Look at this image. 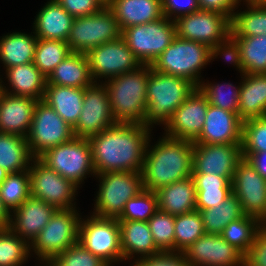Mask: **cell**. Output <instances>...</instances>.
<instances>
[{
    "mask_svg": "<svg viewBox=\"0 0 266 266\" xmlns=\"http://www.w3.org/2000/svg\"><path fill=\"white\" fill-rule=\"evenodd\" d=\"M37 158L78 187L87 174L96 175L90 141L86 138L74 137L71 141L49 148Z\"/></svg>",
    "mask_w": 266,
    "mask_h": 266,
    "instance_id": "8992f818",
    "label": "cell"
},
{
    "mask_svg": "<svg viewBox=\"0 0 266 266\" xmlns=\"http://www.w3.org/2000/svg\"><path fill=\"white\" fill-rule=\"evenodd\" d=\"M232 193L239 199L244 215L266 223V179L245 158L236 166Z\"/></svg>",
    "mask_w": 266,
    "mask_h": 266,
    "instance_id": "5bb4252c",
    "label": "cell"
},
{
    "mask_svg": "<svg viewBox=\"0 0 266 266\" xmlns=\"http://www.w3.org/2000/svg\"><path fill=\"white\" fill-rule=\"evenodd\" d=\"M250 5H266V0H245Z\"/></svg>",
    "mask_w": 266,
    "mask_h": 266,
    "instance_id": "680465c9",
    "label": "cell"
},
{
    "mask_svg": "<svg viewBox=\"0 0 266 266\" xmlns=\"http://www.w3.org/2000/svg\"><path fill=\"white\" fill-rule=\"evenodd\" d=\"M158 209L173 216L196 210V186L192 177L164 186L157 191Z\"/></svg>",
    "mask_w": 266,
    "mask_h": 266,
    "instance_id": "d4e9b609",
    "label": "cell"
},
{
    "mask_svg": "<svg viewBox=\"0 0 266 266\" xmlns=\"http://www.w3.org/2000/svg\"><path fill=\"white\" fill-rule=\"evenodd\" d=\"M242 157L247 159L256 171L266 179V151L260 153H242Z\"/></svg>",
    "mask_w": 266,
    "mask_h": 266,
    "instance_id": "11a10c76",
    "label": "cell"
},
{
    "mask_svg": "<svg viewBox=\"0 0 266 266\" xmlns=\"http://www.w3.org/2000/svg\"><path fill=\"white\" fill-rule=\"evenodd\" d=\"M208 105L206 96L196 88L165 124V136L194 142L203 130Z\"/></svg>",
    "mask_w": 266,
    "mask_h": 266,
    "instance_id": "d6986e66",
    "label": "cell"
},
{
    "mask_svg": "<svg viewBox=\"0 0 266 266\" xmlns=\"http://www.w3.org/2000/svg\"><path fill=\"white\" fill-rule=\"evenodd\" d=\"M147 143L141 170L143 189L153 192L192 177L193 146L188 140L164 136L150 150Z\"/></svg>",
    "mask_w": 266,
    "mask_h": 266,
    "instance_id": "7a4b0ae2",
    "label": "cell"
},
{
    "mask_svg": "<svg viewBox=\"0 0 266 266\" xmlns=\"http://www.w3.org/2000/svg\"><path fill=\"white\" fill-rule=\"evenodd\" d=\"M116 123L143 125L147 108L148 65L105 81Z\"/></svg>",
    "mask_w": 266,
    "mask_h": 266,
    "instance_id": "3957f363",
    "label": "cell"
},
{
    "mask_svg": "<svg viewBox=\"0 0 266 266\" xmlns=\"http://www.w3.org/2000/svg\"><path fill=\"white\" fill-rule=\"evenodd\" d=\"M196 186V210L216 207L232 194V179L215 174L192 173Z\"/></svg>",
    "mask_w": 266,
    "mask_h": 266,
    "instance_id": "1f68e13d",
    "label": "cell"
},
{
    "mask_svg": "<svg viewBox=\"0 0 266 266\" xmlns=\"http://www.w3.org/2000/svg\"><path fill=\"white\" fill-rule=\"evenodd\" d=\"M182 253L189 266H244V254L221 235L205 234Z\"/></svg>",
    "mask_w": 266,
    "mask_h": 266,
    "instance_id": "ac0fdd59",
    "label": "cell"
},
{
    "mask_svg": "<svg viewBox=\"0 0 266 266\" xmlns=\"http://www.w3.org/2000/svg\"><path fill=\"white\" fill-rule=\"evenodd\" d=\"M71 53V49L65 41L38 39L35 48L34 65L48 78L57 65Z\"/></svg>",
    "mask_w": 266,
    "mask_h": 266,
    "instance_id": "8d00e7d4",
    "label": "cell"
},
{
    "mask_svg": "<svg viewBox=\"0 0 266 266\" xmlns=\"http://www.w3.org/2000/svg\"><path fill=\"white\" fill-rule=\"evenodd\" d=\"M93 83L86 54L75 52L59 63L47 78V84L73 88H86Z\"/></svg>",
    "mask_w": 266,
    "mask_h": 266,
    "instance_id": "4dcf8cb0",
    "label": "cell"
},
{
    "mask_svg": "<svg viewBox=\"0 0 266 266\" xmlns=\"http://www.w3.org/2000/svg\"><path fill=\"white\" fill-rule=\"evenodd\" d=\"M37 36L13 32L0 39V60L4 67L34 62Z\"/></svg>",
    "mask_w": 266,
    "mask_h": 266,
    "instance_id": "d6a6232c",
    "label": "cell"
},
{
    "mask_svg": "<svg viewBox=\"0 0 266 266\" xmlns=\"http://www.w3.org/2000/svg\"><path fill=\"white\" fill-rule=\"evenodd\" d=\"M8 174L9 172L0 166V186L3 183V181L7 178Z\"/></svg>",
    "mask_w": 266,
    "mask_h": 266,
    "instance_id": "6f0895ef",
    "label": "cell"
},
{
    "mask_svg": "<svg viewBox=\"0 0 266 266\" xmlns=\"http://www.w3.org/2000/svg\"><path fill=\"white\" fill-rule=\"evenodd\" d=\"M206 234L220 235L223 229L244 216L239 199L232 193L216 207L199 211Z\"/></svg>",
    "mask_w": 266,
    "mask_h": 266,
    "instance_id": "e575fe53",
    "label": "cell"
},
{
    "mask_svg": "<svg viewBox=\"0 0 266 266\" xmlns=\"http://www.w3.org/2000/svg\"><path fill=\"white\" fill-rule=\"evenodd\" d=\"M122 31L108 6L92 15L74 18L67 43L71 52L86 54L106 42L116 41Z\"/></svg>",
    "mask_w": 266,
    "mask_h": 266,
    "instance_id": "ba28073f",
    "label": "cell"
},
{
    "mask_svg": "<svg viewBox=\"0 0 266 266\" xmlns=\"http://www.w3.org/2000/svg\"><path fill=\"white\" fill-rule=\"evenodd\" d=\"M35 18L33 33L38 39L67 42L74 18L56 0L47 2Z\"/></svg>",
    "mask_w": 266,
    "mask_h": 266,
    "instance_id": "484cf974",
    "label": "cell"
},
{
    "mask_svg": "<svg viewBox=\"0 0 266 266\" xmlns=\"http://www.w3.org/2000/svg\"><path fill=\"white\" fill-rule=\"evenodd\" d=\"M56 210L55 206L30 196L20 207L12 211L14 215H10L9 228L23 240L32 243Z\"/></svg>",
    "mask_w": 266,
    "mask_h": 266,
    "instance_id": "7402d4cb",
    "label": "cell"
},
{
    "mask_svg": "<svg viewBox=\"0 0 266 266\" xmlns=\"http://www.w3.org/2000/svg\"><path fill=\"white\" fill-rule=\"evenodd\" d=\"M34 157L28 147L27 138L0 133V166L9 173L29 170Z\"/></svg>",
    "mask_w": 266,
    "mask_h": 266,
    "instance_id": "836d02e7",
    "label": "cell"
},
{
    "mask_svg": "<svg viewBox=\"0 0 266 266\" xmlns=\"http://www.w3.org/2000/svg\"><path fill=\"white\" fill-rule=\"evenodd\" d=\"M233 38L240 47L244 74L266 73V35Z\"/></svg>",
    "mask_w": 266,
    "mask_h": 266,
    "instance_id": "74e56055",
    "label": "cell"
},
{
    "mask_svg": "<svg viewBox=\"0 0 266 266\" xmlns=\"http://www.w3.org/2000/svg\"><path fill=\"white\" fill-rule=\"evenodd\" d=\"M157 210L156 193L142 189L136 196L126 202L125 208L117 220L148 222Z\"/></svg>",
    "mask_w": 266,
    "mask_h": 266,
    "instance_id": "7bdbcfd3",
    "label": "cell"
},
{
    "mask_svg": "<svg viewBox=\"0 0 266 266\" xmlns=\"http://www.w3.org/2000/svg\"><path fill=\"white\" fill-rule=\"evenodd\" d=\"M45 262H46V263H45L46 266H48V265H49V266H55L51 261H45Z\"/></svg>",
    "mask_w": 266,
    "mask_h": 266,
    "instance_id": "94428289",
    "label": "cell"
},
{
    "mask_svg": "<svg viewBox=\"0 0 266 266\" xmlns=\"http://www.w3.org/2000/svg\"><path fill=\"white\" fill-rule=\"evenodd\" d=\"M51 262L55 266H104L106 264L78 242L55 256Z\"/></svg>",
    "mask_w": 266,
    "mask_h": 266,
    "instance_id": "7dc6e473",
    "label": "cell"
},
{
    "mask_svg": "<svg viewBox=\"0 0 266 266\" xmlns=\"http://www.w3.org/2000/svg\"><path fill=\"white\" fill-rule=\"evenodd\" d=\"M210 47L206 44L175 37L153 61L151 68L191 81L197 88L203 66L210 62Z\"/></svg>",
    "mask_w": 266,
    "mask_h": 266,
    "instance_id": "5b68a950",
    "label": "cell"
},
{
    "mask_svg": "<svg viewBox=\"0 0 266 266\" xmlns=\"http://www.w3.org/2000/svg\"><path fill=\"white\" fill-rule=\"evenodd\" d=\"M107 6L114 14L121 31L164 17L162 0H109Z\"/></svg>",
    "mask_w": 266,
    "mask_h": 266,
    "instance_id": "cb8c5ba5",
    "label": "cell"
},
{
    "mask_svg": "<svg viewBox=\"0 0 266 266\" xmlns=\"http://www.w3.org/2000/svg\"><path fill=\"white\" fill-rule=\"evenodd\" d=\"M176 36L200 42L210 48L223 41L231 31L230 21L219 13L198 10L174 20Z\"/></svg>",
    "mask_w": 266,
    "mask_h": 266,
    "instance_id": "e0dca14e",
    "label": "cell"
},
{
    "mask_svg": "<svg viewBox=\"0 0 266 266\" xmlns=\"http://www.w3.org/2000/svg\"><path fill=\"white\" fill-rule=\"evenodd\" d=\"M162 5L164 16L172 20L200 10L197 0H162Z\"/></svg>",
    "mask_w": 266,
    "mask_h": 266,
    "instance_id": "f5cc1de1",
    "label": "cell"
},
{
    "mask_svg": "<svg viewBox=\"0 0 266 266\" xmlns=\"http://www.w3.org/2000/svg\"><path fill=\"white\" fill-rule=\"evenodd\" d=\"M121 37L141 64L151 65L176 37V25L174 20L164 16L125 28Z\"/></svg>",
    "mask_w": 266,
    "mask_h": 266,
    "instance_id": "9c48e42d",
    "label": "cell"
},
{
    "mask_svg": "<svg viewBox=\"0 0 266 266\" xmlns=\"http://www.w3.org/2000/svg\"><path fill=\"white\" fill-rule=\"evenodd\" d=\"M30 251V244L9 227L0 229V266H21Z\"/></svg>",
    "mask_w": 266,
    "mask_h": 266,
    "instance_id": "b9f144b4",
    "label": "cell"
},
{
    "mask_svg": "<svg viewBox=\"0 0 266 266\" xmlns=\"http://www.w3.org/2000/svg\"><path fill=\"white\" fill-rule=\"evenodd\" d=\"M242 158L241 144L194 143L192 173L233 178L236 166Z\"/></svg>",
    "mask_w": 266,
    "mask_h": 266,
    "instance_id": "ffe728a7",
    "label": "cell"
},
{
    "mask_svg": "<svg viewBox=\"0 0 266 266\" xmlns=\"http://www.w3.org/2000/svg\"><path fill=\"white\" fill-rule=\"evenodd\" d=\"M261 225L262 223L255 217L244 215L242 218L230 222L220 235L245 255L253 244Z\"/></svg>",
    "mask_w": 266,
    "mask_h": 266,
    "instance_id": "ab89813d",
    "label": "cell"
},
{
    "mask_svg": "<svg viewBox=\"0 0 266 266\" xmlns=\"http://www.w3.org/2000/svg\"><path fill=\"white\" fill-rule=\"evenodd\" d=\"M121 249L124 260L139 254L140 259L160 254L162 251L155 245L148 222L119 221Z\"/></svg>",
    "mask_w": 266,
    "mask_h": 266,
    "instance_id": "83f0119b",
    "label": "cell"
},
{
    "mask_svg": "<svg viewBox=\"0 0 266 266\" xmlns=\"http://www.w3.org/2000/svg\"><path fill=\"white\" fill-rule=\"evenodd\" d=\"M86 57L94 82L103 77L109 80L142 65L122 37L91 49Z\"/></svg>",
    "mask_w": 266,
    "mask_h": 266,
    "instance_id": "9a60e30c",
    "label": "cell"
},
{
    "mask_svg": "<svg viewBox=\"0 0 266 266\" xmlns=\"http://www.w3.org/2000/svg\"><path fill=\"white\" fill-rule=\"evenodd\" d=\"M132 266H189L183 253L161 252L158 255L136 259Z\"/></svg>",
    "mask_w": 266,
    "mask_h": 266,
    "instance_id": "f907efd6",
    "label": "cell"
},
{
    "mask_svg": "<svg viewBox=\"0 0 266 266\" xmlns=\"http://www.w3.org/2000/svg\"><path fill=\"white\" fill-rule=\"evenodd\" d=\"M155 245L162 252H175V216L157 210L148 220Z\"/></svg>",
    "mask_w": 266,
    "mask_h": 266,
    "instance_id": "ee69618b",
    "label": "cell"
},
{
    "mask_svg": "<svg viewBox=\"0 0 266 266\" xmlns=\"http://www.w3.org/2000/svg\"><path fill=\"white\" fill-rule=\"evenodd\" d=\"M10 212L3 205V202L0 197V229L8 228L9 222L11 219Z\"/></svg>",
    "mask_w": 266,
    "mask_h": 266,
    "instance_id": "9f6ffc18",
    "label": "cell"
},
{
    "mask_svg": "<svg viewBox=\"0 0 266 266\" xmlns=\"http://www.w3.org/2000/svg\"><path fill=\"white\" fill-rule=\"evenodd\" d=\"M29 166L31 196L55 206L57 209H70L76 195V186L38 158L31 160Z\"/></svg>",
    "mask_w": 266,
    "mask_h": 266,
    "instance_id": "4fadbf2b",
    "label": "cell"
},
{
    "mask_svg": "<svg viewBox=\"0 0 266 266\" xmlns=\"http://www.w3.org/2000/svg\"><path fill=\"white\" fill-rule=\"evenodd\" d=\"M115 123L104 83L94 82L84 88L82 111L73 127L74 136L89 139Z\"/></svg>",
    "mask_w": 266,
    "mask_h": 266,
    "instance_id": "2e32d148",
    "label": "cell"
},
{
    "mask_svg": "<svg viewBox=\"0 0 266 266\" xmlns=\"http://www.w3.org/2000/svg\"><path fill=\"white\" fill-rule=\"evenodd\" d=\"M38 100L0 90V133L27 138Z\"/></svg>",
    "mask_w": 266,
    "mask_h": 266,
    "instance_id": "603a6c76",
    "label": "cell"
},
{
    "mask_svg": "<svg viewBox=\"0 0 266 266\" xmlns=\"http://www.w3.org/2000/svg\"><path fill=\"white\" fill-rule=\"evenodd\" d=\"M238 115L242 121L266 116V73L243 74Z\"/></svg>",
    "mask_w": 266,
    "mask_h": 266,
    "instance_id": "f1b7e54d",
    "label": "cell"
},
{
    "mask_svg": "<svg viewBox=\"0 0 266 266\" xmlns=\"http://www.w3.org/2000/svg\"><path fill=\"white\" fill-rule=\"evenodd\" d=\"M225 86V87H224ZM228 86L231 89V91L226 92L223 89H227ZM240 87L234 86L231 83H225V84H212V83H205L202 82L198 86L200 91L206 96L208 103L210 105H214L216 107H219L221 109L231 111L233 113H238L239 109V95H240ZM233 90V91H232Z\"/></svg>",
    "mask_w": 266,
    "mask_h": 266,
    "instance_id": "f6af8a7d",
    "label": "cell"
},
{
    "mask_svg": "<svg viewBox=\"0 0 266 266\" xmlns=\"http://www.w3.org/2000/svg\"><path fill=\"white\" fill-rule=\"evenodd\" d=\"M31 196L29 170L9 173L0 186V197L7 210L17 209Z\"/></svg>",
    "mask_w": 266,
    "mask_h": 266,
    "instance_id": "f35d334b",
    "label": "cell"
},
{
    "mask_svg": "<svg viewBox=\"0 0 266 266\" xmlns=\"http://www.w3.org/2000/svg\"><path fill=\"white\" fill-rule=\"evenodd\" d=\"M197 87L189 80L157 72L148 65L147 108L143 125L166 124Z\"/></svg>",
    "mask_w": 266,
    "mask_h": 266,
    "instance_id": "277c9868",
    "label": "cell"
},
{
    "mask_svg": "<svg viewBox=\"0 0 266 266\" xmlns=\"http://www.w3.org/2000/svg\"><path fill=\"white\" fill-rule=\"evenodd\" d=\"M242 153H260L266 151V116L243 121Z\"/></svg>",
    "mask_w": 266,
    "mask_h": 266,
    "instance_id": "bcb514c9",
    "label": "cell"
},
{
    "mask_svg": "<svg viewBox=\"0 0 266 266\" xmlns=\"http://www.w3.org/2000/svg\"><path fill=\"white\" fill-rule=\"evenodd\" d=\"M248 10L234 12L230 22L232 37L266 35V5L247 4Z\"/></svg>",
    "mask_w": 266,
    "mask_h": 266,
    "instance_id": "d590c367",
    "label": "cell"
},
{
    "mask_svg": "<svg viewBox=\"0 0 266 266\" xmlns=\"http://www.w3.org/2000/svg\"><path fill=\"white\" fill-rule=\"evenodd\" d=\"M83 97L84 88L47 84L43 101L73 128L82 111Z\"/></svg>",
    "mask_w": 266,
    "mask_h": 266,
    "instance_id": "f546056e",
    "label": "cell"
},
{
    "mask_svg": "<svg viewBox=\"0 0 266 266\" xmlns=\"http://www.w3.org/2000/svg\"><path fill=\"white\" fill-rule=\"evenodd\" d=\"M218 55L224 56L226 60L234 63L240 73L244 74L240 47L230 34L223 41L210 48V60H213Z\"/></svg>",
    "mask_w": 266,
    "mask_h": 266,
    "instance_id": "c3c4849f",
    "label": "cell"
},
{
    "mask_svg": "<svg viewBox=\"0 0 266 266\" xmlns=\"http://www.w3.org/2000/svg\"><path fill=\"white\" fill-rule=\"evenodd\" d=\"M205 234L204 224L199 211L195 210L175 216V252L182 253Z\"/></svg>",
    "mask_w": 266,
    "mask_h": 266,
    "instance_id": "60d3db41",
    "label": "cell"
},
{
    "mask_svg": "<svg viewBox=\"0 0 266 266\" xmlns=\"http://www.w3.org/2000/svg\"><path fill=\"white\" fill-rule=\"evenodd\" d=\"M78 243L108 264L124 261L119 221L115 218H102L93 214L85 221L81 219Z\"/></svg>",
    "mask_w": 266,
    "mask_h": 266,
    "instance_id": "8fae6325",
    "label": "cell"
},
{
    "mask_svg": "<svg viewBox=\"0 0 266 266\" xmlns=\"http://www.w3.org/2000/svg\"><path fill=\"white\" fill-rule=\"evenodd\" d=\"M242 124L238 113L209 104L203 130L193 143L242 144Z\"/></svg>",
    "mask_w": 266,
    "mask_h": 266,
    "instance_id": "44dd1931",
    "label": "cell"
},
{
    "mask_svg": "<svg viewBox=\"0 0 266 266\" xmlns=\"http://www.w3.org/2000/svg\"><path fill=\"white\" fill-rule=\"evenodd\" d=\"M73 18L92 15L103 5L98 0H56Z\"/></svg>",
    "mask_w": 266,
    "mask_h": 266,
    "instance_id": "816d5d0a",
    "label": "cell"
},
{
    "mask_svg": "<svg viewBox=\"0 0 266 266\" xmlns=\"http://www.w3.org/2000/svg\"><path fill=\"white\" fill-rule=\"evenodd\" d=\"M74 137L73 128L51 106L39 100L27 136L31 155L37 158L49 148L71 141Z\"/></svg>",
    "mask_w": 266,
    "mask_h": 266,
    "instance_id": "7c38bea8",
    "label": "cell"
},
{
    "mask_svg": "<svg viewBox=\"0 0 266 266\" xmlns=\"http://www.w3.org/2000/svg\"><path fill=\"white\" fill-rule=\"evenodd\" d=\"M101 181L96 196L95 216L118 219L126 202L142 189L141 172H106L96 174Z\"/></svg>",
    "mask_w": 266,
    "mask_h": 266,
    "instance_id": "52a82bcc",
    "label": "cell"
},
{
    "mask_svg": "<svg viewBox=\"0 0 266 266\" xmlns=\"http://www.w3.org/2000/svg\"><path fill=\"white\" fill-rule=\"evenodd\" d=\"M6 78L12 85V92L0 83V90L15 96L43 100L47 77L34 65V62L17 65L6 69ZM6 88V89H5Z\"/></svg>",
    "mask_w": 266,
    "mask_h": 266,
    "instance_id": "4316f807",
    "label": "cell"
},
{
    "mask_svg": "<svg viewBox=\"0 0 266 266\" xmlns=\"http://www.w3.org/2000/svg\"><path fill=\"white\" fill-rule=\"evenodd\" d=\"M244 266H266V223H262L253 244L244 255Z\"/></svg>",
    "mask_w": 266,
    "mask_h": 266,
    "instance_id": "681fc988",
    "label": "cell"
},
{
    "mask_svg": "<svg viewBox=\"0 0 266 266\" xmlns=\"http://www.w3.org/2000/svg\"><path fill=\"white\" fill-rule=\"evenodd\" d=\"M80 215L75 208L57 209L48 224L30 243V249L41 258L51 261L70 246L78 242Z\"/></svg>",
    "mask_w": 266,
    "mask_h": 266,
    "instance_id": "30bf717a",
    "label": "cell"
},
{
    "mask_svg": "<svg viewBox=\"0 0 266 266\" xmlns=\"http://www.w3.org/2000/svg\"><path fill=\"white\" fill-rule=\"evenodd\" d=\"M103 6H107L109 0H98Z\"/></svg>",
    "mask_w": 266,
    "mask_h": 266,
    "instance_id": "91938a15",
    "label": "cell"
},
{
    "mask_svg": "<svg viewBox=\"0 0 266 266\" xmlns=\"http://www.w3.org/2000/svg\"><path fill=\"white\" fill-rule=\"evenodd\" d=\"M239 1L241 2V0H197L200 10L219 13L230 22Z\"/></svg>",
    "mask_w": 266,
    "mask_h": 266,
    "instance_id": "db71d44e",
    "label": "cell"
},
{
    "mask_svg": "<svg viewBox=\"0 0 266 266\" xmlns=\"http://www.w3.org/2000/svg\"><path fill=\"white\" fill-rule=\"evenodd\" d=\"M150 127L115 123L90 137L92 162L96 174L106 172H141Z\"/></svg>",
    "mask_w": 266,
    "mask_h": 266,
    "instance_id": "6da1fadb",
    "label": "cell"
}]
</instances>
